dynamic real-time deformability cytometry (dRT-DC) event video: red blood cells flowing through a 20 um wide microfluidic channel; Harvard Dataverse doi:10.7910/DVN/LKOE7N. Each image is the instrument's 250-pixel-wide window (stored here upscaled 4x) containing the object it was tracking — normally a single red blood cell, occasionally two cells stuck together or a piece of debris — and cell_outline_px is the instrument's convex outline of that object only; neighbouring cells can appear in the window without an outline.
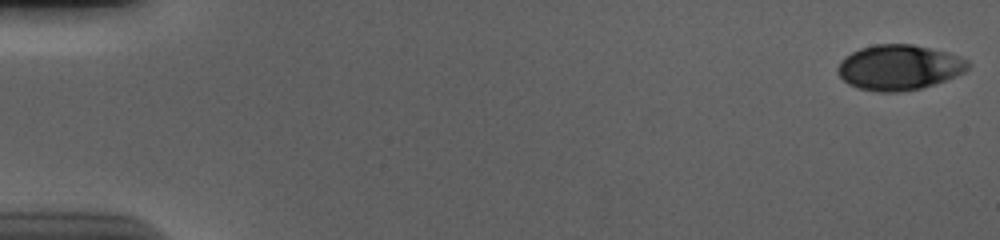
{"species": "human", "species_latin": "Homo sapiens", "temperature_condition": "cold", "stored_images_in_passage": 19, "camera_frame_rate_fps": 3000, "um_per_image_px": 0.085, "donor": {"sex": "male"}, "frame": {"image": 1, "passage_image": 1, "time_ms": 0.0, "image_size_px": [1000, 240], "cell_outline_px": [[968, 68], [964, 72], [944, 80], [920, 88], [896, 92], [880, 92], [860, 88], [848, 84], [840, 76], [836, 68], [840, 60], [852, 52], [860, 48], [876, 44], [912, 44], [944, 52], [968, 60]], "centroid_in_image_um": [76.37, 5.72], "position_along_channel_um": 8.6, "area_um2": 33.81}}
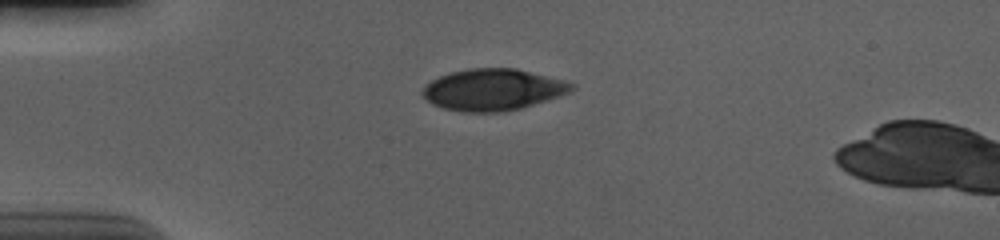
{"frame": {"image": 2, "passage_image": 15, "time_ms": 4.667, "image_size_px": [1000, 240], "cell_outline_px": [[576, 88], [572, 92], [548, 100], [520, 108], [504, 112], [460, 112], [444, 108], [432, 104], [420, 92], [432, 80], [440, 76], [452, 72], [468, 68], [516, 68], [564, 80], [576, 84]], "centroid_in_image_um": [41.95, 7.62], "position_along_channel_um": 43.1, "area_um2": 36.18}}